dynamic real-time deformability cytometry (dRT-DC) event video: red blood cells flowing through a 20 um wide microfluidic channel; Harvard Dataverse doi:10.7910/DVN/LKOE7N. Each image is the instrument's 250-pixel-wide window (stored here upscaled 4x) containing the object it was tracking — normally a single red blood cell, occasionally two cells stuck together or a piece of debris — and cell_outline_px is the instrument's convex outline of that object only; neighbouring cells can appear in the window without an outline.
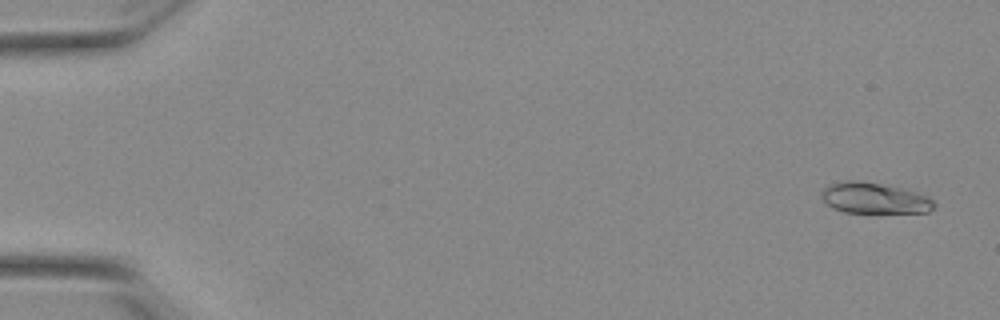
{"species": "Egyptian fruit bat (a non-hibernating species)", "species_latin": "Rousettus aegyptiacus", "temperature_condition": "warm", "stored_images_in_passage": 54, "camera_frame_rate_fps": 3000, "um_per_image_px": 0.085, "animal": {"sex": "female"}, "frame": {"image": 1, "passage_image": 3, "time_ms": 0.667, "image_size_px": [1000, 320], "cell_outline_px": [[936, 204], [928, 212], [844, 212], [832, 208], [824, 200], [820, 192], [828, 184], [844, 180], [856, 180], [880, 184], [900, 188], [916, 192], [928, 196]], "centroid_in_image_um": [74.28, 16.83], "position_along_channel_um": 10.7, "area_um2": 20.06}}
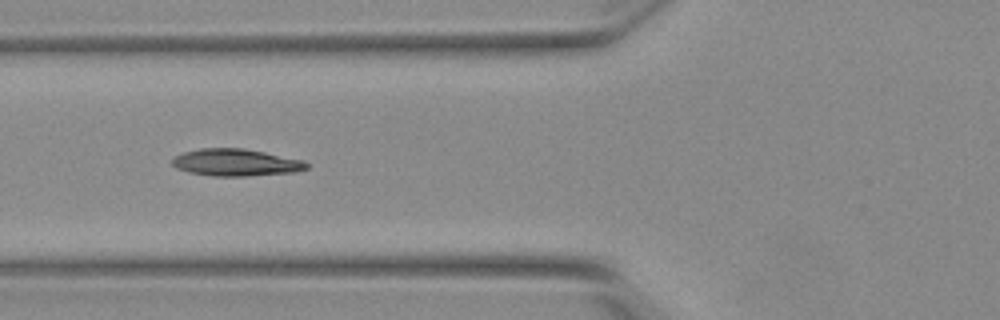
{"frame": {"image": 2, "passage_image": 22, "time_ms": 7.0, "image_size_px": [1000, 320], "cell_outline_px": [[308, 168], [292, 172], [244, 176], [212, 176], [188, 172], [176, 168], [172, 164], [172, 160], [176, 156], [184, 152], [200, 148], [244, 148], [304, 160], [308, 164]], "centroid_in_image_um": [20.03, 13.81], "position_along_channel_um": 105.8, "area_um2": 21.1}}
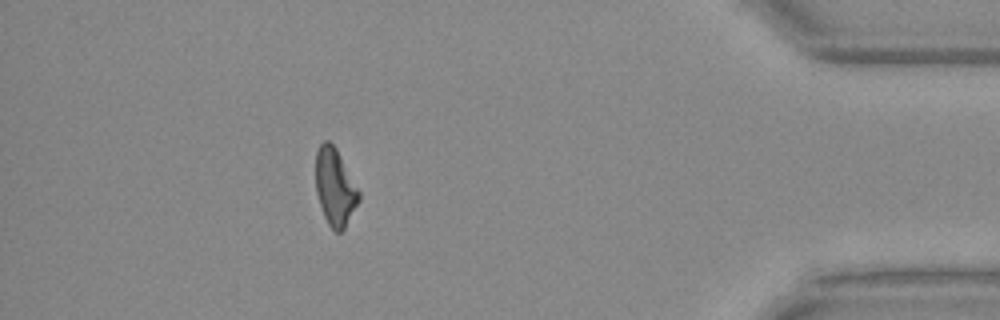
{"frame": {"image": 3, "passage_image": 49, "time_ms": 16.0, "image_size_px": [1000, 320], "cell_outline_px": [[360, 200], [344, 228], [340, 232], [336, 232], [328, 224], [324, 216], [316, 192], [316, 152], [320, 144], [324, 140], [328, 140], [336, 148], [360, 192]], "centroid_in_image_um": [28.47, 15.9], "position_along_channel_um": 406.7, "area_um2": 19.19}, "authors_computed_cell_mechanics": {"area_um2": 19.9988, "velocity_mm_per_s": 3.8484, "shape_relaxation_time_tau1_ms": null, "shape_relaxation_time_tau2_ms": 2.58, "deformation_change_tau1": null, "deformation_change_tau2": 0.0908}}